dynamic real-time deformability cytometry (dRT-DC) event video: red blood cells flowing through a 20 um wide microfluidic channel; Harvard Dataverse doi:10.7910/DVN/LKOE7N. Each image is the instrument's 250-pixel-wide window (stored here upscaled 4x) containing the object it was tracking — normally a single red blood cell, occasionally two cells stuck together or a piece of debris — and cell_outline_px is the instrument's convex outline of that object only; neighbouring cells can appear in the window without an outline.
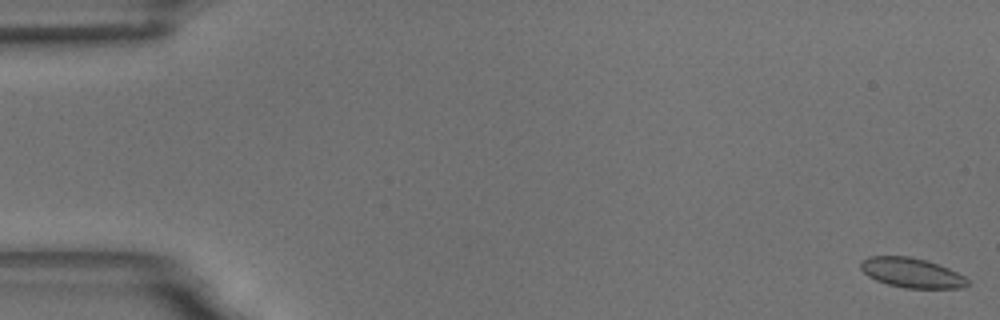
{"species": "common noctule bat (a hibernating species)", "species_latin": "Nyctalus noctula", "temperature_condition": "room temperature", "stored_images_in_passage": 58, "camera_frame_rate_fps": 3000, "um_per_image_px": 0.085, "animal": {"sex": "male", "body_mass_g": 18.8}, "frame": {"image": 1, "passage_image": 1, "time_ms": 0.0, "image_size_px": [1000, 320], "cell_outline_px": [[968, 284], [964, 288], [904, 288], [888, 284], [876, 280], [868, 276], [860, 268], [860, 260], [868, 256], [908, 256], [928, 260], [948, 268], [964, 276], [968, 280]], "centroid_in_image_um": [77.47, 23.18], "position_along_channel_um": 7.5, "area_um2": 18.61}}
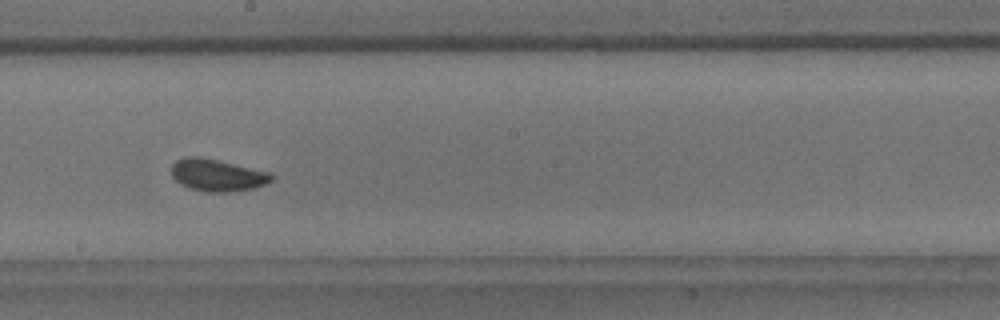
{"frame": {"image": 2, "passage_image": 32, "time_ms": 10.333, "image_size_px": [1000, 320], "cell_outline_px": [[276, 176], [272, 180], [256, 188], [228, 192], [208, 192], [192, 188], [180, 184], [172, 176], [172, 164], [176, 160], [184, 156], [200, 156], [272, 172]], "centroid_in_image_um": [18.5, 14.87], "position_along_channel_um": 229.7, "area_um2": 18.9}}
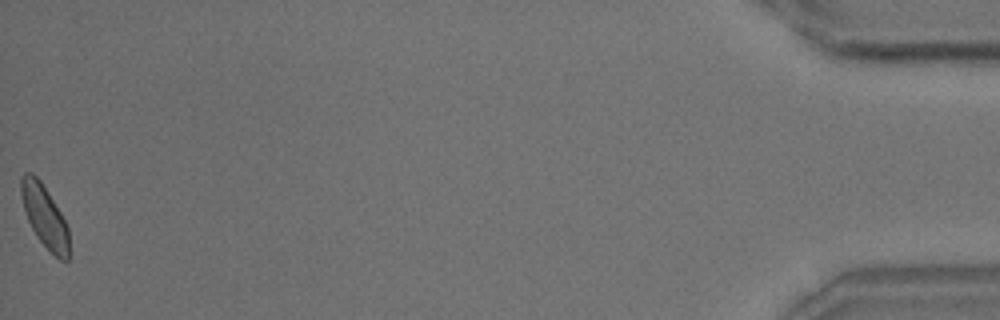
{"frame": {"image": 3, "passage_image": 57, "time_ms": 18.667, "image_size_px": [1000, 320], "cell_outline_px": [[68, 260], [60, 260], [36, 236], [28, 220], [24, 208], [20, 192], [20, 176], [24, 172], [32, 172], [40, 180], [48, 192], [60, 212], [68, 228]], "centroid_in_image_um": [3.76, 18.32], "position_along_channel_um": 431.4, "area_um2": 17.05}}